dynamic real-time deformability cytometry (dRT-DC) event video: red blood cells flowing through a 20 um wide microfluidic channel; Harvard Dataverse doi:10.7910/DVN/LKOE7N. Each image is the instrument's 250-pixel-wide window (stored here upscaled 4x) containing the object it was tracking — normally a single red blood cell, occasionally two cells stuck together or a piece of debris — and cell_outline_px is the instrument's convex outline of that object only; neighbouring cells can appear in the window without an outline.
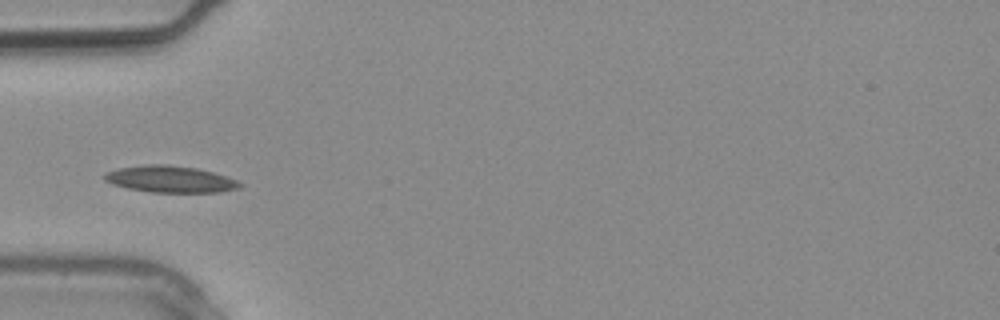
{"species": "common noctule bat (a hibernating species)", "species_latin": "Nyctalus noctula", "temperature_condition": "warm", "stored_images_in_passage": 3, "camera_frame_rate_fps": 3000, "um_per_image_px": 0.085, "animal": {"sex": "male", "body_mass_g": 20.4}, "frame": {"image": 1, "passage_image": 3, "time_ms": 0.667, "image_size_px": [1000, 320], "cell_outline_px": [[244, 184], [240, 188], [220, 192], [152, 192], [128, 188], [112, 184], [104, 180], [104, 176], [108, 172], [120, 168], [148, 164], [168, 164], [196, 168], [212, 172], [236, 180]], "centroid_in_image_um": [14.49, 15.23], "position_along_channel_um": 70.5, "area_um2": 20.81}}